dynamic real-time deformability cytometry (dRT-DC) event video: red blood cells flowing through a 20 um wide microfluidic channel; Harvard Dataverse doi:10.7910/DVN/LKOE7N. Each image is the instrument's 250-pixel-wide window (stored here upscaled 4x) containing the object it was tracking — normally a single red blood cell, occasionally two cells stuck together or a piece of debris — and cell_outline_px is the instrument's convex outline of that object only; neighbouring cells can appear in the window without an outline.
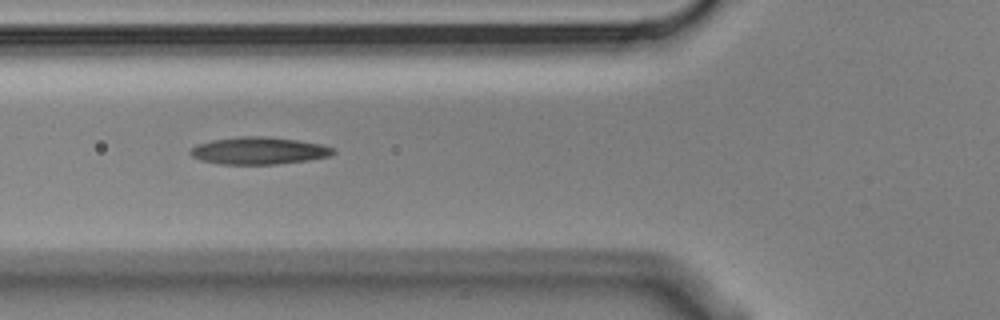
{"species": "Egyptian fruit bat (a non-hibernating species)", "species_latin": "Rousettus aegyptiacus", "temperature_condition": "cold", "stored_images_in_passage": 6, "camera_frame_rate_fps": 3000, "um_per_image_px": 0.085, "animal": {"sex": "male"}, "frame": {"image": 1, "passage_image": 2, "time_ms": 0.333, "image_size_px": [1000, 320], "cell_outline_px": [[336, 152], [328, 156], [308, 160], [276, 164], [220, 164], [200, 160], [192, 156], [188, 152], [196, 144], [212, 140], [240, 136], [260, 136], [296, 140], [320, 144], [332, 148]], "centroid_in_image_um": [21.94, 12.81], "position_along_channel_um": 103.9, "area_um2": 22.48}}
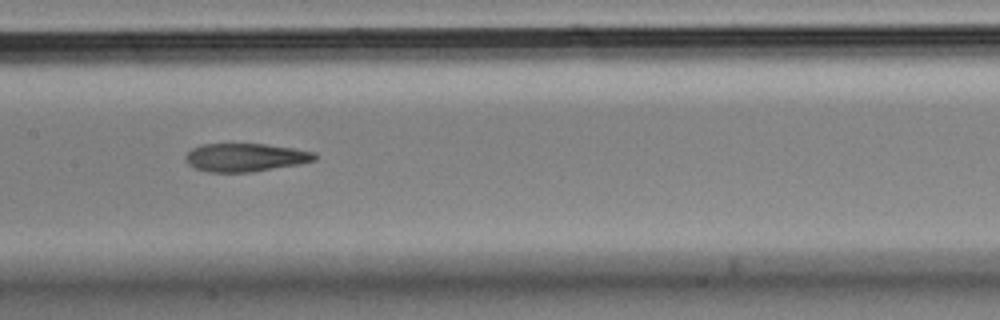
{"frame": {"image": 2, "passage_image": 4, "time_ms": 1.0, "image_size_px": [1000, 320], "cell_outline_px": [[316, 160], [300, 164], [252, 172], [208, 172], [196, 168], [188, 164], [184, 160], [184, 156], [192, 148], [200, 144], [264, 144], [292, 148], [316, 152]], "centroid_in_image_um": [20.84, 13.38], "position_along_channel_um": 186.6, "area_um2": 21.33}}
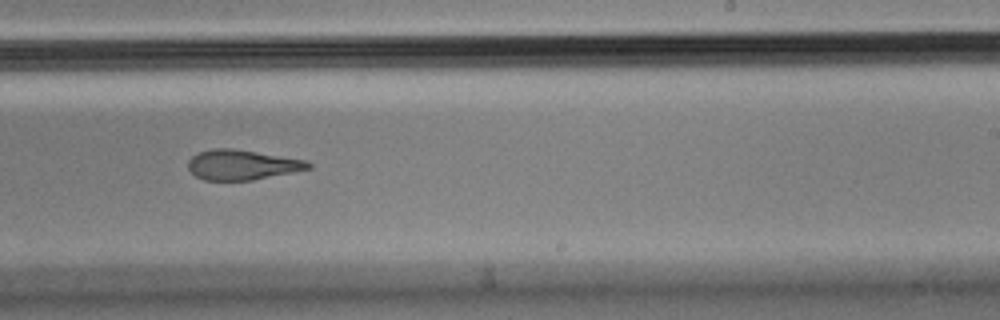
{"frame": {"image": 3, "passage_image": 6, "time_ms": 1.667, "image_size_px": [1000, 320], "cell_outline_px": [[312, 168], [252, 180], [204, 180], [196, 176], [188, 168], [188, 160], [192, 156], [200, 152], [212, 148], [232, 148], [308, 160], [312, 164]], "centroid_in_image_um": [20.59, 14.0], "position_along_channel_um": 268.4, "area_um2": 20.98}}